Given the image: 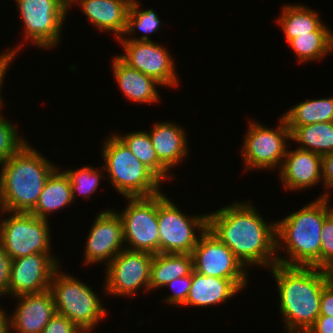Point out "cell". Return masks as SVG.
<instances>
[{
    "label": "cell",
    "instance_id": "obj_16",
    "mask_svg": "<svg viewBox=\"0 0 333 333\" xmlns=\"http://www.w3.org/2000/svg\"><path fill=\"white\" fill-rule=\"evenodd\" d=\"M84 252V264L107 262L121 252L124 245L123 225L118 213L111 209L101 211L90 229Z\"/></svg>",
    "mask_w": 333,
    "mask_h": 333
},
{
    "label": "cell",
    "instance_id": "obj_23",
    "mask_svg": "<svg viewBox=\"0 0 333 333\" xmlns=\"http://www.w3.org/2000/svg\"><path fill=\"white\" fill-rule=\"evenodd\" d=\"M59 170L56 168L47 178L38 202L30 212L38 218L48 220L47 216L51 212L63 209L74 202L70 178L65 171L60 172Z\"/></svg>",
    "mask_w": 333,
    "mask_h": 333
},
{
    "label": "cell",
    "instance_id": "obj_6",
    "mask_svg": "<svg viewBox=\"0 0 333 333\" xmlns=\"http://www.w3.org/2000/svg\"><path fill=\"white\" fill-rule=\"evenodd\" d=\"M59 266L52 275L49 290L56 313L64 315L81 331H90L106 317V309L98 295L87 284L61 272ZM93 328V329H92Z\"/></svg>",
    "mask_w": 333,
    "mask_h": 333
},
{
    "label": "cell",
    "instance_id": "obj_28",
    "mask_svg": "<svg viewBox=\"0 0 333 333\" xmlns=\"http://www.w3.org/2000/svg\"><path fill=\"white\" fill-rule=\"evenodd\" d=\"M282 11L277 21L287 42L297 36L314 32L323 24L314 9L301 4L284 5Z\"/></svg>",
    "mask_w": 333,
    "mask_h": 333
},
{
    "label": "cell",
    "instance_id": "obj_33",
    "mask_svg": "<svg viewBox=\"0 0 333 333\" xmlns=\"http://www.w3.org/2000/svg\"><path fill=\"white\" fill-rule=\"evenodd\" d=\"M320 240V269L333 272V211L324 219Z\"/></svg>",
    "mask_w": 333,
    "mask_h": 333
},
{
    "label": "cell",
    "instance_id": "obj_19",
    "mask_svg": "<svg viewBox=\"0 0 333 333\" xmlns=\"http://www.w3.org/2000/svg\"><path fill=\"white\" fill-rule=\"evenodd\" d=\"M249 279H226L205 276L192 271V284L182 306L207 307L226 302L237 292L244 290Z\"/></svg>",
    "mask_w": 333,
    "mask_h": 333
},
{
    "label": "cell",
    "instance_id": "obj_2",
    "mask_svg": "<svg viewBox=\"0 0 333 333\" xmlns=\"http://www.w3.org/2000/svg\"><path fill=\"white\" fill-rule=\"evenodd\" d=\"M270 270L277 283L284 332L306 333L320 316L321 293L333 272L280 264L273 265Z\"/></svg>",
    "mask_w": 333,
    "mask_h": 333
},
{
    "label": "cell",
    "instance_id": "obj_35",
    "mask_svg": "<svg viewBox=\"0 0 333 333\" xmlns=\"http://www.w3.org/2000/svg\"><path fill=\"white\" fill-rule=\"evenodd\" d=\"M82 331L67 317L56 313L47 323L42 333H81Z\"/></svg>",
    "mask_w": 333,
    "mask_h": 333
},
{
    "label": "cell",
    "instance_id": "obj_32",
    "mask_svg": "<svg viewBox=\"0 0 333 333\" xmlns=\"http://www.w3.org/2000/svg\"><path fill=\"white\" fill-rule=\"evenodd\" d=\"M11 123L0 114V165L27 143L24 138L18 135L15 125Z\"/></svg>",
    "mask_w": 333,
    "mask_h": 333
},
{
    "label": "cell",
    "instance_id": "obj_37",
    "mask_svg": "<svg viewBox=\"0 0 333 333\" xmlns=\"http://www.w3.org/2000/svg\"><path fill=\"white\" fill-rule=\"evenodd\" d=\"M320 316H333V277L323 287L320 299Z\"/></svg>",
    "mask_w": 333,
    "mask_h": 333
},
{
    "label": "cell",
    "instance_id": "obj_34",
    "mask_svg": "<svg viewBox=\"0 0 333 333\" xmlns=\"http://www.w3.org/2000/svg\"><path fill=\"white\" fill-rule=\"evenodd\" d=\"M192 284V273L187 276L175 278L170 281L165 287H170L173 289L174 293L167 296L164 300L166 303H171V305H182L186 302L190 287Z\"/></svg>",
    "mask_w": 333,
    "mask_h": 333
},
{
    "label": "cell",
    "instance_id": "obj_17",
    "mask_svg": "<svg viewBox=\"0 0 333 333\" xmlns=\"http://www.w3.org/2000/svg\"><path fill=\"white\" fill-rule=\"evenodd\" d=\"M19 301L10 316V329L17 333H42L56 314V306L51 291L24 294L14 297ZM12 316V317H11Z\"/></svg>",
    "mask_w": 333,
    "mask_h": 333
},
{
    "label": "cell",
    "instance_id": "obj_21",
    "mask_svg": "<svg viewBox=\"0 0 333 333\" xmlns=\"http://www.w3.org/2000/svg\"><path fill=\"white\" fill-rule=\"evenodd\" d=\"M158 160L168 169L180 164L188 154L186 132L175 123L156 122L148 132Z\"/></svg>",
    "mask_w": 333,
    "mask_h": 333
},
{
    "label": "cell",
    "instance_id": "obj_24",
    "mask_svg": "<svg viewBox=\"0 0 333 333\" xmlns=\"http://www.w3.org/2000/svg\"><path fill=\"white\" fill-rule=\"evenodd\" d=\"M192 271L191 254H154L150 272V290L165 287L173 279L190 275Z\"/></svg>",
    "mask_w": 333,
    "mask_h": 333
},
{
    "label": "cell",
    "instance_id": "obj_7",
    "mask_svg": "<svg viewBox=\"0 0 333 333\" xmlns=\"http://www.w3.org/2000/svg\"><path fill=\"white\" fill-rule=\"evenodd\" d=\"M159 253L191 254L208 229V214L186 215L162 192L158 194ZM199 231V236L196 235Z\"/></svg>",
    "mask_w": 333,
    "mask_h": 333
},
{
    "label": "cell",
    "instance_id": "obj_31",
    "mask_svg": "<svg viewBox=\"0 0 333 333\" xmlns=\"http://www.w3.org/2000/svg\"><path fill=\"white\" fill-rule=\"evenodd\" d=\"M96 167L95 169L89 166L82 167L77 170H65L66 174L70 178V186L72 191V197L75 201L76 193H79L85 199H90V195L96 192L99 182L103 179L102 173Z\"/></svg>",
    "mask_w": 333,
    "mask_h": 333
},
{
    "label": "cell",
    "instance_id": "obj_18",
    "mask_svg": "<svg viewBox=\"0 0 333 333\" xmlns=\"http://www.w3.org/2000/svg\"><path fill=\"white\" fill-rule=\"evenodd\" d=\"M322 169L321 155L296 148L287 149L279 173L285 189L296 191L320 183Z\"/></svg>",
    "mask_w": 333,
    "mask_h": 333
},
{
    "label": "cell",
    "instance_id": "obj_27",
    "mask_svg": "<svg viewBox=\"0 0 333 333\" xmlns=\"http://www.w3.org/2000/svg\"><path fill=\"white\" fill-rule=\"evenodd\" d=\"M291 140L298 142V149L321 156L333 152V122H317L296 126L291 131Z\"/></svg>",
    "mask_w": 333,
    "mask_h": 333
},
{
    "label": "cell",
    "instance_id": "obj_39",
    "mask_svg": "<svg viewBox=\"0 0 333 333\" xmlns=\"http://www.w3.org/2000/svg\"><path fill=\"white\" fill-rule=\"evenodd\" d=\"M322 181L326 189H333V152L322 156Z\"/></svg>",
    "mask_w": 333,
    "mask_h": 333
},
{
    "label": "cell",
    "instance_id": "obj_40",
    "mask_svg": "<svg viewBox=\"0 0 333 333\" xmlns=\"http://www.w3.org/2000/svg\"><path fill=\"white\" fill-rule=\"evenodd\" d=\"M306 333H333V316H319Z\"/></svg>",
    "mask_w": 333,
    "mask_h": 333
},
{
    "label": "cell",
    "instance_id": "obj_9",
    "mask_svg": "<svg viewBox=\"0 0 333 333\" xmlns=\"http://www.w3.org/2000/svg\"><path fill=\"white\" fill-rule=\"evenodd\" d=\"M279 126L268 128L258 122L250 121L242 146V157L245 169H274L280 170L291 140V131L283 117Z\"/></svg>",
    "mask_w": 333,
    "mask_h": 333
},
{
    "label": "cell",
    "instance_id": "obj_20",
    "mask_svg": "<svg viewBox=\"0 0 333 333\" xmlns=\"http://www.w3.org/2000/svg\"><path fill=\"white\" fill-rule=\"evenodd\" d=\"M133 0H71L87 16L94 28L115 33L118 39L123 37L127 25V15ZM77 2V3H76Z\"/></svg>",
    "mask_w": 333,
    "mask_h": 333
},
{
    "label": "cell",
    "instance_id": "obj_4",
    "mask_svg": "<svg viewBox=\"0 0 333 333\" xmlns=\"http://www.w3.org/2000/svg\"><path fill=\"white\" fill-rule=\"evenodd\" d=\"M25 143L0 171V210L30 213L36 206L44 184L57 168Z\"/></svg>",
    "mask_w": 333,
    "mask_h": 333
},
{
    "label": "cell",
    "instance_id": "obj_22",
    "mask_svg": "<svg viewBox=\"0 0 333 333\" xmlns=\"http://www.w3.org/2000/svg\"><path fill=\"white\" fill-rule=\"evenodd\" d=\"M111 65L118 87L127 99L145 104L158 102L160 94L156 85L162 84L157 80L128 66L118 55L113 57Z\"/></svg>",
    "mask_w": 333,
    "mask_h": 333
},
{
    "label": "cell",
    "instance_id": "obj_38",
    "mask_svg": "<svg viewBox=\"0 0 333 333\" xmlns=\"http://www.w3.org/2000/svg\"><path fill=\"white\" fill-rule=\"evenodd\" d=\"M23 45H18V47H16L13 50H7L6 52H3V54L0 55V108H3V103H2V99H1V87L3 85V79L7 72V69H9L11 62L13 61L14 57L16 56V53L20 51V49L22 48ZM9 66V67H8ZM2 106V107H1Z\"/></svg>",
    "mask_w": 333,
    "mask_h": 333
},
{
    "label": "cell",
    "instance_id": "obj_36",
    "mask_svg": "<svg viewBox=\"0 0 333 333\" xmlns=\"http://www.w3.org/2000/svg\"><path fill=\"white\" fill-rule=\"evenodd\" d=\"M12 259L0 245V296L8 295Z\"/></svg>",
    "mask_w": 333,
    "mask_h": 333
},
{
    "label": "cell",
    "instance_id": "obj_12",
    "mask_svg": "<svg viewBox=\"0 0 333 333\" xmlns=\"http://www.w3.org/2000/svg\"><path fill=\"white\" fill-rule=\"evenodd\" d=\"M118 39L122 44V55L118 57L128 66L146 74L157 80L162 87H176L179 84L177 71L175 70V62L169 51L151 41L148 35H141L139 38H132L131 35Z\"/></svg>",
    "mask_w": 333,
    "mask_h": 333
},
{
    "label": "cell",
    "instance_id": "obj_8",
    "mask_svg": "<svg viewBox=\"0 0 333 333\" xmlns=\"http://www.w3.org/2000/svg\"><path fill=\"white\" fill-rule=\"evenodd\" d=\"M7 213L0 220V245L11 259L32 253H50V226L48 220L32 213L1 211Z\"/></svg>",
    "mask_w": 333,
    "mask_h": 333
},
{
    "label": "cell",
    "instance_id": "obj_14",
    "mask_svg": "<svg viewBox=\"0 0 333 333\" xmlns=\"http://www.w3.org/2000/svg\"><path fill=\"white\" fill-rule=\"evenodd\" d=\"M191 255L193 270L202 275L226 279L248 278L242 262L209 229L201 234Z\"/></svg>",
    "mask_w": 333,
    "mask_h": 333
},
{
    "label": "cell",
    "instance_id": "obj_3",
    "mask_svg": "<svg viewBox=\"0 0 333 333\" xmlns=\"http://www.w3.org/2000/svg\"><path fill=\"white\" fill-rule=\"evenodd\" d=\"M329 197L330 192L326 191L299 211L275 221L277 264L320 268L321 229L324 219L333 211ZM281 249L289 259L278 256Z\"/></svg>",
    "mask_w": 333,
    "mask_h": 333
},
{
    "label": "cell",
    "instance_id": "obj_10",
    "mask_svg": "<svg viewBox=\"0 0 333 333\" xmlns=\"http://www.w3.org/2000/svg\"><path fill=\"white\" fill-rule=\"evenodd\" d=\"M23 21L25 39L34 45L54 48L61 38L62 24L69 11L65 0H15ZM66 14V15H65Z\"/></svg>",
    "mask_w": 333,
    "mask_h": 333
},
{
    "label": "cell",
    "instance_id": "obj_13",
    "mask_svg": "<svg viewBox=\"0 0 333 333\" xmlns=\"http://www.w3.org/2000/svg\"><path fill=\"white\" fill-rule=\"evenodd\" d=\"M153 253L123 249L106 265L105 292L113 296H134L141 287L150 290Z\"/></svg>",
    "mask_w": 333,
    "mask_h": 333
},
{
    "label": "cell",
    "instance_id": "obj_26",
    "mask_svg": "<svg viewBox=\"0 0 333 333\" xmlns=\"http://www.w3.org/2000/svg\"><path fill=\"white\" fill-rule=\"evenodd\" d=\"M292 131L296 126L333 122V97L311 99L296 104L282 116Z\"/></svg>",
    "mask_w": 333,
    "mask_h": 333
},
{
    "label": "cell",
    "instance_id": "obj_30",
    "mask_svg": "<svg viewBox=\"0 0 333 333\" xmlns=\"http://www.w3.org/2000/svg\"><path fill=\"white\" fill-rule=\"evenodd\" d=\"M137 0H133L127 15V25L123 36L134 34L136 29L151 34L160 29L161 21L153 9L140 10Z\"/></svg>",
    "mask_w": 333,
    "mask_h": 333
},
{
    "label": "cell",
    "instance_id": "obj_25",
    "mask_svg": "<svg viewBox=\"0 0 333 333\" xmlns=\"http://www.w3.org/2000/svg\"><path fill=\"white\" fill-rule=\"evenodd\" d=\"M288 44L300 63L321 60L333 52V33L322 24L316 31L297 36Z\"/></svg>",
    "mask_w": 333,
    "mask_h": 333
},
{
    "label": "cell",
    "instance_id": "obj_15",
    "mask_svg": "<svg viewBox=\"0 0 333 333\" xmlns=\"http://www.w3.org/2000/svg\"><path fill=\"white\" fill-rule=\"evenodd\" d=\"M50 253H32L12 259L8 294L16 297L49 289L52 275L60 266Z\"/></svg>",
    "mask_w": 333,
    "mask_h": 333
},
{
    "label": "cell",
    "instance_id": "obj_5",
    "mask_svg": "<svg viewBox=\"0 0 333 333\" xmlns=\"http://www.w3.org/2000/svg\"><path fill=\"white\" fill-rule=\"evenodd\" d=\"M104 171L117 192L126 197H149L159 194L161 181L139 161L113 133L104 140ZM108 171V172H107Z\"/></svg>",
    "mask_w": 333,
    "mask_h": 333
},
{
    "label": "cell",
    "instance_id": "obj_11",
    "mask_svg": "<svg viewBox=\"0 0 333 333\" xmlns=\"http://www.w3.org/2000/svg\"><path fill=\"white\" fill-rule=\"evenodd\" d=\"M128 203L118 212L123 225L125 249L159 253L158 194L149 197H126ZM129 247V248H128Z\"/></svg>",
    "mask_w": 333,
    "mask_h": 333
},
{
    "label": "cell",
    "instance_id": "obj_42",
    "mask_svg": "<svg viewBox=\"0 0 333 333\" xmlns=\"http://www.w3.org/2000/svg\"><path fill=\"white\" fill-rule=\"evenodd\" d=\"M81 333H90V331H82Z\"/></svg>",
    "mask_w": 333,
    "mask_h": 333
},
{
    "label": "cell",
    "instance_id": "obj_1",
    "mask_svg": "<svg viewBox=\"0 0 333 333\" xmlns=\"http://www.w3.org/2000/svg\"><path fill=\"white\" fill-rule=\"evenodd\" d=\"M249 202H235L208 214V229L247 267L277 264L276 222L267 224Z\"/></svg>",
    "mask_w": 333,
    "mask_h": 333
},
{
    "label": "cell",
    "instance_id": "obj_41",
    "mask_svg": "<svg viewBox=\"0 0 333 333\" xmlns=\"http://www.w3.org/2000/svg\"><path fill=\"white\" fill-rule=\"evenodd\" d=\"M10 316L6 314L4 309H0V333L10 332ZM11 333V332H10Z\"/></svg>",
    "mask_w": 333,
    "mask_h": 333
},
{
    "label": "cell",
    "instance_id": "obj_29",
    "mask_svg": "<svg viewBox=\"0 0 333 333\" xmlns=\"http://www.w3.org/2000/svg\"><path fill=\"white\" fill-rule=\"evenodd\" d=\"M125 146L141 161L161 182L171 179L172 173L158 160L147 131H136L125 135L115 134Z\"/></svg>",
    "mask_w": 333,
    "mask_h": 333
}]
</instances>
